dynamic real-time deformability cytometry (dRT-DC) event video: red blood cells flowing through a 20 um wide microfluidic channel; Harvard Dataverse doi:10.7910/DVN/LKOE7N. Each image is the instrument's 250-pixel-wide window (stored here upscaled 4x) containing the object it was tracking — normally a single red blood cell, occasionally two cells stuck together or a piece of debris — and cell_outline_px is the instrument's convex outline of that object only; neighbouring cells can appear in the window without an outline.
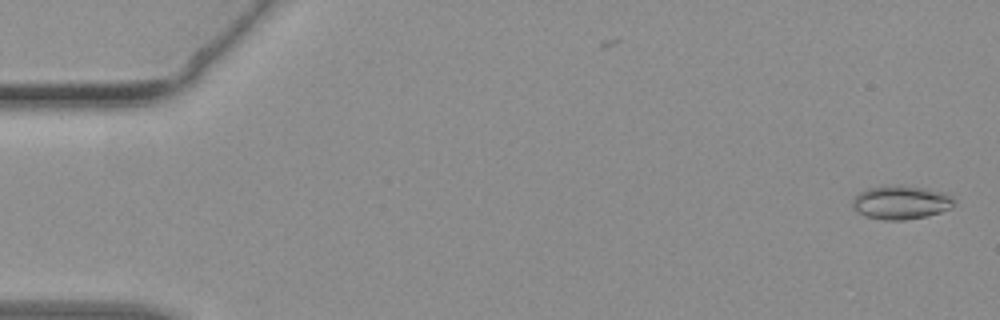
{"species": "common noctule bat (a hibernating species)", "species_latin": "Nyctalus noctula", "temperature_condition": "warm", "stored_images_in_passage": 19, "camera_frame_rate_fps": 3000, "um_per_image_px": 0.085, "animal": {"sex": "female", "body_mass_g": 19.3, "forearm_length_mm": 54.1}, "frame": {"image": 1, "passage_image": 1, "time_ms": 0.0, "image_size_px": [1000, 320], "cell_outline_px": [[956, 200], [952, 208], [940, 212], [924, 216], [904, 220], [884, 220], [864, 216], [856, 212], [852, 208], [852, 200], [860, 192], [868, 188], [900, 184], [924, 188], [944, 192], [952, 196]], "centroid_in_image_um": [76.58, 17.2], "position_along_channel_um": 8.4, "area_um2": 20.11}}
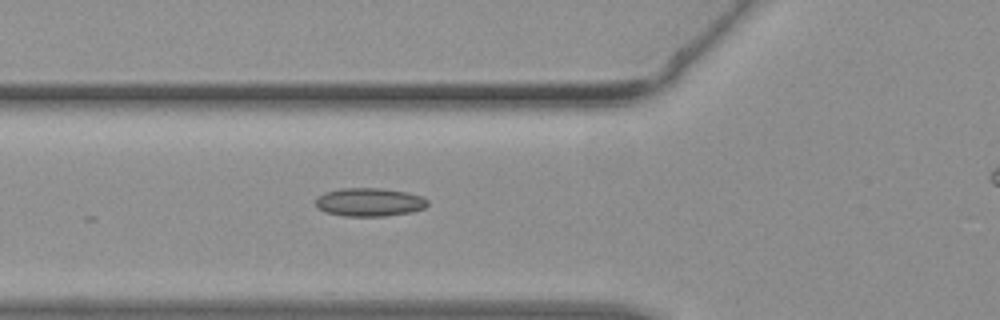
{"frame": {"image": 2, "passage_image": 16, "time_ms": 5.0, "image_size_px": [1000, 320], "cell_outline_px": [[428, 204], [424, 208], [412, 212], [384, 216], [344, 216], [324, 212], [316, 208], [316, 200], [324, 192], [340, 188], [380, 188], [408, 192], [420, 196], [428, 200]], "centroid_in_image_um": [31.39, 17.18], "position_along_channel_um": 94.4, "area_um2": 18.61}}
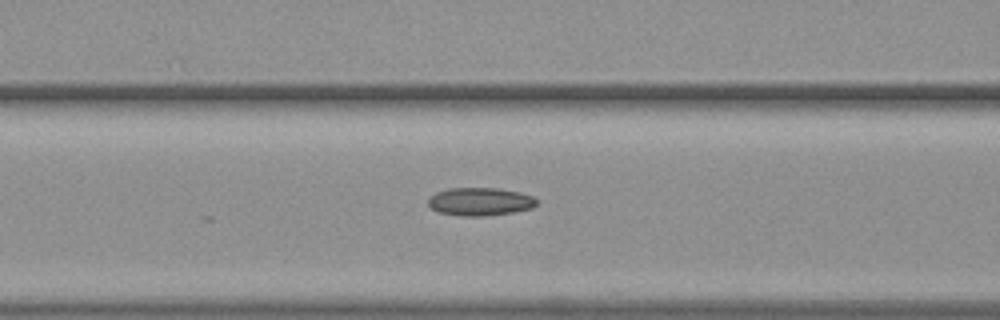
{"frame": {"image": 3, "passage_image": 18, "time_ms": 5.667, "image_size_px": [1000, 320], "cell_outline_px": [[536, 204], [532, 208], [512, 212], [484, 216], [460, 216], [440, 212], [432, 208], [428, 204], [428, 200], [436, 192], [448, 188], [500, 188], [520, 192], [532, 196], [536, 200]], "centroid_in_image_um": [40.8, 17.13], "position_along_channel_um": 125.8, "area_um2": 17.63}}